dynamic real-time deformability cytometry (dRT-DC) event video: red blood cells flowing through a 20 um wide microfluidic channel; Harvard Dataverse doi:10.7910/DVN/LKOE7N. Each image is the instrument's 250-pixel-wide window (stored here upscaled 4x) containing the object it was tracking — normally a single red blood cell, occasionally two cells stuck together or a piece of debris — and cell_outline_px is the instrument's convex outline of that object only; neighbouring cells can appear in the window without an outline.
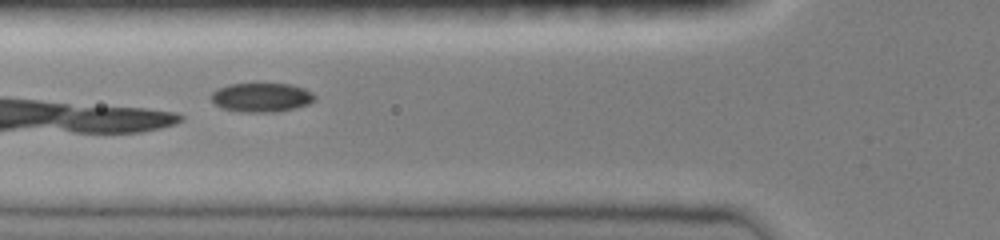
{"species": "common noctule bat (a hibernating species)", "species_latin": "Nyctalus noctula", "temperature_condition": "room temperature", "stored_images_in_passage": 21, "camera_frame_rate_fps": 3000, "um_per_image_px": 0.085, "animal": {"sex": "female", "body_mass_g": 19.0, "forearm_length_mm": 51.5}, "frame": {"image": 1, "passage_image": 9, "time_ms": 2.667, "image_size_px": [1000, 240], "cell_outline_px": [[316, 100], [308, 104], [296, 108], [276, 112], [240, 112], [220, 108], [208, 96], [216, 88], [228, 84], [292, 84], [304, 88], [312, 92], [316, 96]], "centroid_in_image_um": [22.21, 8.28], "position_along_channel_um": 103.6, "area_um2": 17.86}}